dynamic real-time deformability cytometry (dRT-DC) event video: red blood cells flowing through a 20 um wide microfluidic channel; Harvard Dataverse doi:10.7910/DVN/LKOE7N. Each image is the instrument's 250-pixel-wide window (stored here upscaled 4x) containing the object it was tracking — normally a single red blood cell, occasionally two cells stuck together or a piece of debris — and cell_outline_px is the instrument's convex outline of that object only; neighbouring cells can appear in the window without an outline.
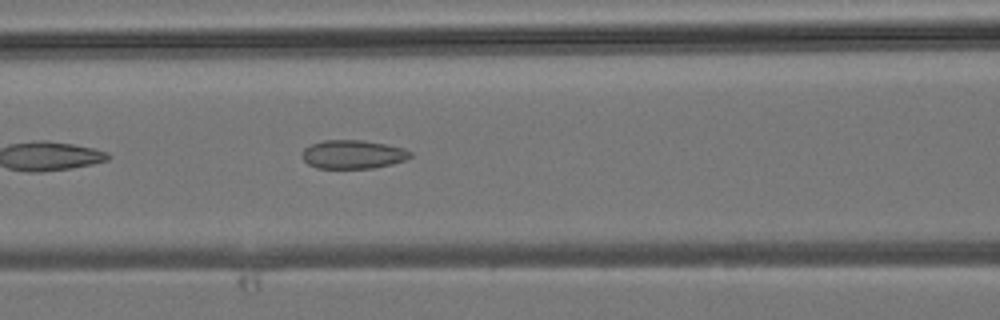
{"species": "common noctule bat (a hibernating species)", "species_latin": "Nyctalus noctula", "temperature_condition": "room temperature", "stored_images_in_passage": 43, "camera_frame_rate_fps": 3000, "um_per_image_px": 0.085, "animal": {"sex": "male", "body_mass_g": 19.2, "forearm_length_mm": 51.8}, "frame": {"image": 1, "passage_image": 18, "time_ms": 5.667, "image_size_px": [1000, 320], "cell_outline_px": [[412, 156], [404, 160], [392, 164], [372, 168], [316, 168], [308, 164], [300, 156], [304, 148], [312, 144], [324, 140], [364, 140], [404, 148], [412, 152]], "centroid_in_image_um": [29.98, 13.12], "position_along_channel_um": 136.6, "area_um2": 18.09}}
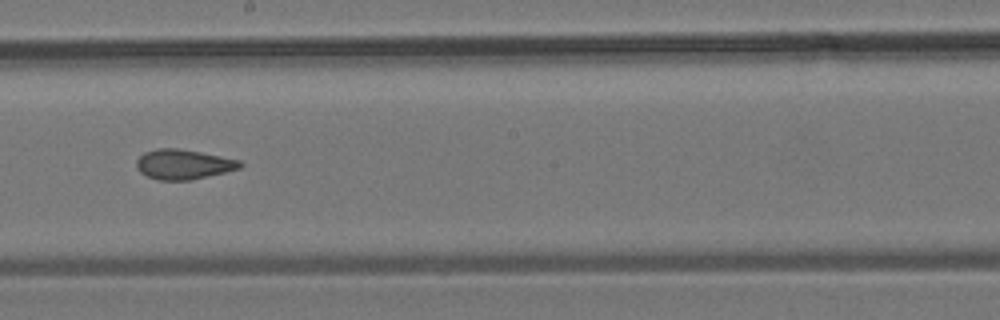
{"frame": {"image": 2, "passage_image": 24, "time_ms": 7.667, "image_size_px": [1000, 320], "cell_outline_px": [[244, 164], [240, 168], [192, 180], [156, 180], [140, 172], [136, 168], [136, 160], [144, 152], [156, 148], [176, 148], [200, 152], [240, 160]], "centroid_in_image_um": [15.56, 13.97], "position_along_channel_um": 232.6, "area_um2": 18.03}}
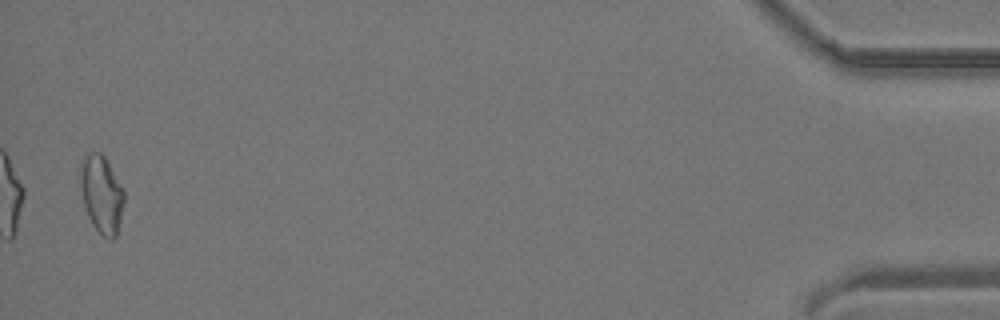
{"frame": {"image": 3, "passage_image": 42, "time_ms": 13.667, "image_size_px": [1000, 320], "cell_outline_px": [[124, 200], [120, 220], [116, 236], [112, 240], [108, 240], [92, 224], [88, 216], [84, 204], [80, 184], [80, 164], [84, 156], [88, 152], [100, 152], [104, 156], [124, 188]], "centroid_in_image_um": [8.63, 16.48], "position_along_channel_um": 426.6, "area_um2": 19.77}}